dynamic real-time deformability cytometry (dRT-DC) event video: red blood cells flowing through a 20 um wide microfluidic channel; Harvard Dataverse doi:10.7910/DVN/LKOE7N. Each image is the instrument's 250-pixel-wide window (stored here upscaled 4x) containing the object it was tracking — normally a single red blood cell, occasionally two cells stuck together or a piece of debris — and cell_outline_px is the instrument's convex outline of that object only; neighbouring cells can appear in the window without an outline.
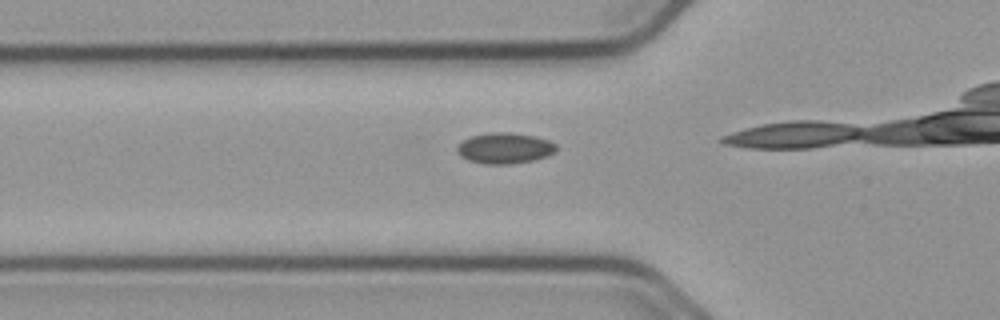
{"species": "common noctule bat (a hibernating species)", "species_latin": "Nyctalus noctula", "temperature_condition": "cold", "stored_images_in_passage": 5, "camera_frame_rate_fps": 3000, "um_per_image_px": 0.085, "animal": {"sex": "male", "body_mass_g": 23.1, "forearm_length_mm": 52.7}, "frame": {"image": 1, "passage_image": 2, "time_ms": 0.333, "image_size_px": [1000, 320], "cell_outline_px": [[556, 152], [548, 156], [532, 160], [512, 164], [488, 164], [468, 160], [460, 156], [456, 152], [456, 148], [464, 140], [472, 136], [492, 132], [512, 132], [536, 136], [548, 140], [556, 144]], "centroid_in_image_um": [42.92, 12.59], "position_along_channel_um": 82.9, "area_um2": 17.86}}